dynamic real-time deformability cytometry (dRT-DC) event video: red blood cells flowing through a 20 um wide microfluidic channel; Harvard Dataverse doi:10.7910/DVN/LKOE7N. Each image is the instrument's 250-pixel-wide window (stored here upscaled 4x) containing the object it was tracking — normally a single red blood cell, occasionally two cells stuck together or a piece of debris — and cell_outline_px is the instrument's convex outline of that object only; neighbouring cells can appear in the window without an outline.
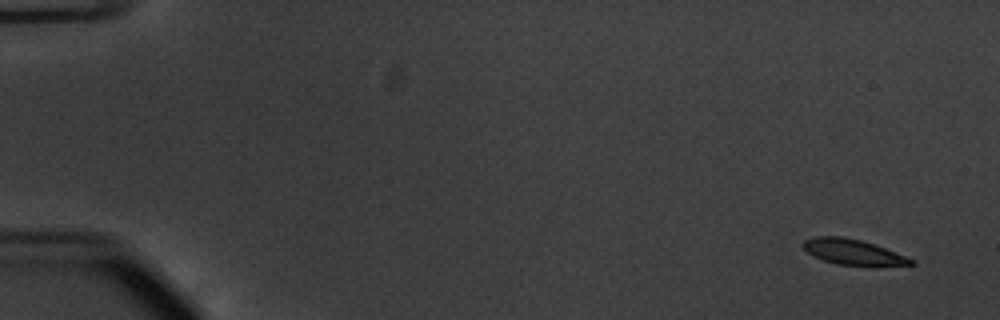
{"species": "common noctule bat (a hibernating species)", "species_latin": "Nyctalus noctula", "temperature_condition": "warm", "stored_images_in_passage": 53, "camera_frame_rate_fps": 3000, "um_per_image_px": 0.085, "animal": {"sex": "male", "body_mass_g": 20.1, "forearm_length_mm": 53.5}, "frame": {"image": 1, "passage_image": 1, "time_ms": 0.0, "image_size_px": [1000, 320], "cell_outline_px": [[916, 264], [872, 268], [868, 268], [836, 264], [824, 260], [808, 252], [804, 248], [804, 240], [816, 236], [840, 236], [860, 240], [884, 248], [916, 260]], "centroid_in_image_um": [72.6, 21.48], "position_along_channel_um": 12.4, "area_um2": 16.36}}
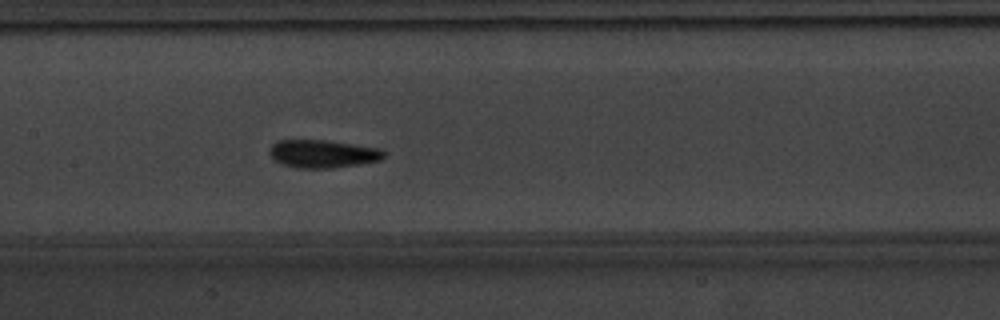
{"frame": {"image": 2, "passage_image": 26, "time_ms": 8.333, "image_size_px": [1000, 320], "cell_outline_px": [[384, 156], [380, 160], [332, 168], [296, 168], [280, 164], [268, 152], [268, 148], [276, 140], [324, 140], [380, 148], [384, 152]], "centroid_in_image_um": [27.37, 13.07], "position_along_channel_um": 180.0, "area_um2": 18.55}}
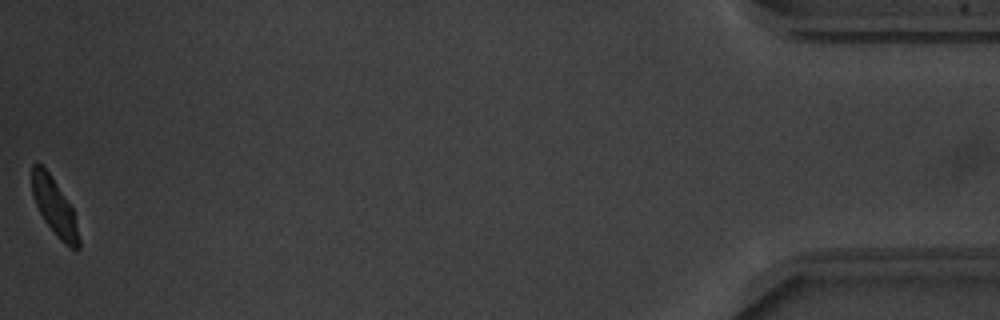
{"frame": {"image": 3, "passage_image": 53, "time_ms": 17.333, "image_size_px": [1000, 320], "cell_outline_px": [[80, 248], [76, 252], [64, 244], [56, 236], [44, 220], [36, 204], [32, 192], [32, 164], [40, 164], [48, 172], [72, 208], [80, 240]], "centroid_in_image_um": [4.64, 17.66], "position_along_channel_um": 430.6, "area_um2": 15.26}, "authors_computed_cell_mechanics": {"area_um2": 17.1666, "velocity_mm_per_s": 3.7523, "shape_relaxation_time_tau1_ms": 2.7533, "shape_relaxation_time_tau2_ms": 1.5351, "deformation_change_tau1": 0.1135, "deformation_change_tau2": 0.0694}}